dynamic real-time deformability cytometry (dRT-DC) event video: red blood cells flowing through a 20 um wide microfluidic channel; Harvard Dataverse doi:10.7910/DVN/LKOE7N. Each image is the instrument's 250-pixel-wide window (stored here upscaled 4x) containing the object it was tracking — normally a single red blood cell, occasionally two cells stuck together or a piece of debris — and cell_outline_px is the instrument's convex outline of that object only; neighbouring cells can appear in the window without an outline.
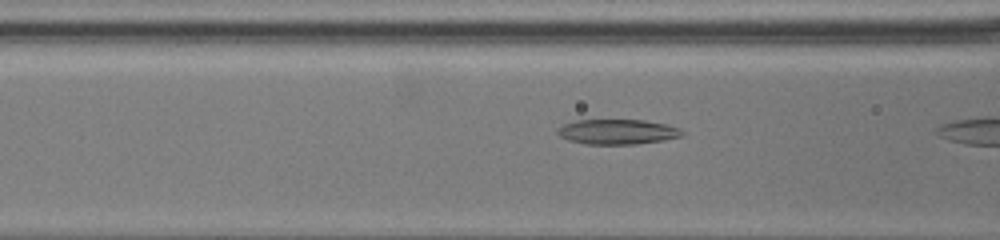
{"species": "common noctule bat (a hibernating species)", "species_latin": "Nyctalus noctula", "temperature_condition": "warm", "stored_images_in_passage": 13, "camera_frame_rate_fps": 3000, "um_per_image_px": 0.085, "animal": {"sex": "female", "body_mass_g": 19.5, "forearm_length_mm": 54.1}, "frame": {"image": 1, "passage_image": 12, "time_ms": 2.0, "image_size_px": [1000, 240], "cell_outline_px": [[684, 132], [680, 136], [664, 140], [636, 144], [584, 144], [568, 140], [560, 136], [556, 132], [556, 128], [564, 124], [576, 120], [644, 120], [664, 124], [680, 128]], "centroid_in_image_um": [52.44, 11.2], "position_along_channel_um": 114.2, "area_um2": 18.15}}